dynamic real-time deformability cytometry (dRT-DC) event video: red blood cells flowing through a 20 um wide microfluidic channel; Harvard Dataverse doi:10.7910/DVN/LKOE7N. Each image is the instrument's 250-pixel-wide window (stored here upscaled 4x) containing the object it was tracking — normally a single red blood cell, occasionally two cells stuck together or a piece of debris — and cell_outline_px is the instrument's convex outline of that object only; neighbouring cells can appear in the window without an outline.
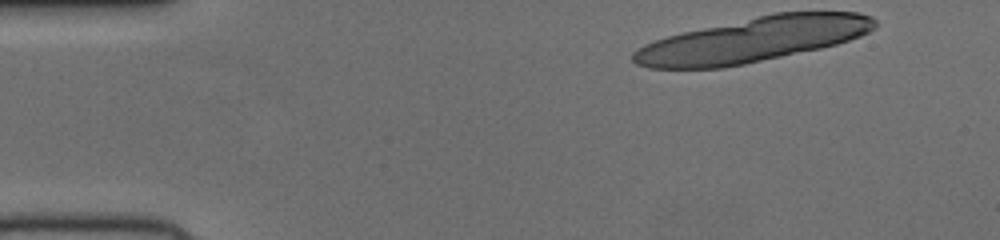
{"species": "human", "species_latin": "Homo sapiens", "temperature_condition": "cold", "stored_images_in_passage": 15, "camera_frame_rate_fps": 3000, "um_per_image_px": 0.085, "donor": {"sex": "female"}, "frame": {"image": 1, "passage_image": 1, "time_ms": 0.0, "image_size_px": [1000, 240], "cell_outline_px": [[876, 28], [860, 36], [836, 44], [820, 48], [744, 64], [724, 68], [648, 68], [636, 64], [632, 60], [632, 52], [644, 44], [668, 36], [684, 32], [776, 12], [856, 12], [872, 16], [876, 20]], "centroid_in_image_um": [64.0, 3.38], "position_along_channel_um": 21.0, "area_um2": 62.37}}
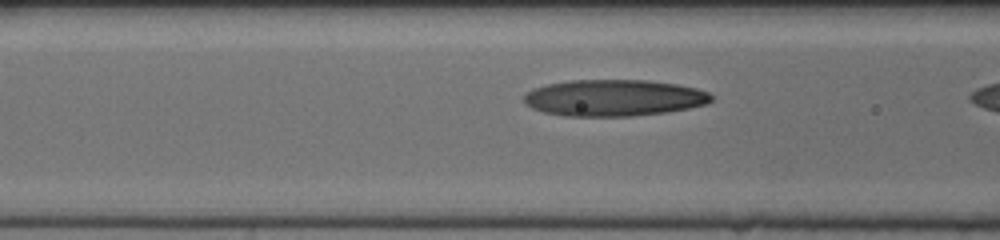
{"frame": {"image": 2, "passage_image": 14, "time_ms": 4.333, "image_size_px": [1000, 240], "cell_outline_px": [[712, 100], [708, 104], [668, 112], [632, 116], [564, 116], [544, 112], [532, 108], [524, 104], [524, 96], [532, 88], [548, 84], [572, 80], [648, 80], [676, 84], [696, 88], [708, 92], [712, 96]], "centroid_in_image_um": [52.18, 8.32], "position_along_channel_um": 114.4, "area_um2": 40.0}}